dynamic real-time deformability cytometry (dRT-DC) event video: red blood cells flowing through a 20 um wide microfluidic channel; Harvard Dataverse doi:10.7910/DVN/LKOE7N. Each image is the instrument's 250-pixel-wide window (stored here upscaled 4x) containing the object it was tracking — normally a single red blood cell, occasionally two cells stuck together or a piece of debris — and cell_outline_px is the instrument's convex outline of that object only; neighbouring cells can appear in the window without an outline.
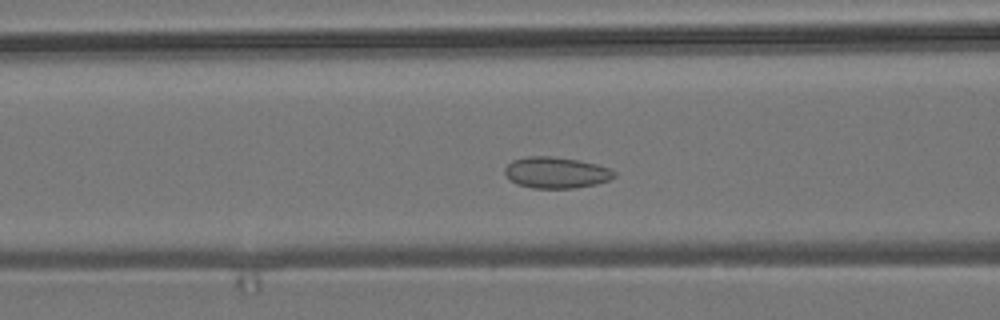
{"species": "common noctule bat (a hibernating species)", "species_latin": "Nyctalus noctula", "temperature_condition": "room temperature", "stored_images_in_passage": 43, "camera_frame_rate_fps": 3000, "um_per_image_px": 0.085, "animal": {"sex": "male", "body_mass_g": 19.2, "forearm_length_mm": 51.8}, "frame": {"image": 1, "passage_image": 9, "time_ms": 2.667, "image_size_px": [1000, 320], "cell_outline_px": [[616, 176], [608, 180], [596, 184], [572, 188], [532, 188], [516, 184], [504, 172], [504, 168], [512, 160], [528, 156], [552, 156], [580, 160], [612, 168], [616, 172]], "centroid_in_image_um": [47.29, 14.66], "position_along_channel_um": 119.3, "area_um2": 20.0}}
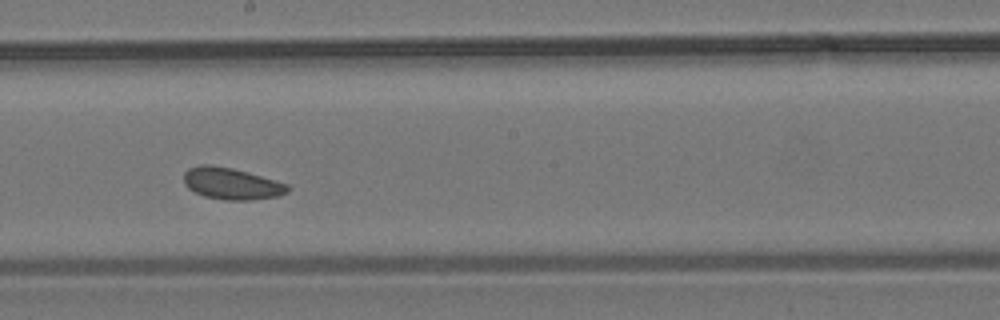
{"frame": {"image": 2, "passage_image": 18, "time_ms": 5.667, "image_size_px": [1000, 320], "cell_outline_px": [[292, 188], [288, 192], [280, 196], [252, 200], [224, 200], [204, 196], [188, 188], [184, 184], [184, 172], [188, 168], [200, 164], [212, 164], [232, 168], [248, 172], [288, 184]], "centroid_in_image_um": [19.69, 15.6], "position_along_channel_um": 228.5, "area_um2": 19.42}}
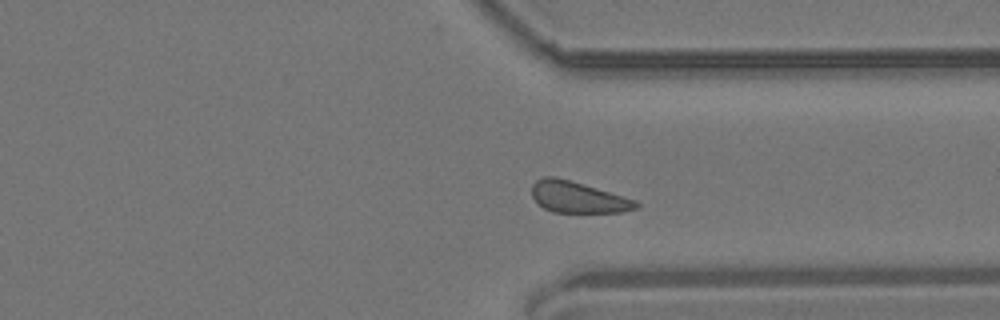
{"frame": {"image": 3, "passage_image": 29, "time_ms": 9.333, "image_size_px": [1000, 320], "cell_outline_px": [[640, 208], [624, 212], [552, 212], [544, 208], [532, 196], [532, 184], [536, 180], [544, 176], [556, 176], [584, 184], [636, 200], [640, 204]], "centroid_in_image_um": [49.14, 16.76], "position_along_channel_um": 362.3, "area_um2": 19.02}}